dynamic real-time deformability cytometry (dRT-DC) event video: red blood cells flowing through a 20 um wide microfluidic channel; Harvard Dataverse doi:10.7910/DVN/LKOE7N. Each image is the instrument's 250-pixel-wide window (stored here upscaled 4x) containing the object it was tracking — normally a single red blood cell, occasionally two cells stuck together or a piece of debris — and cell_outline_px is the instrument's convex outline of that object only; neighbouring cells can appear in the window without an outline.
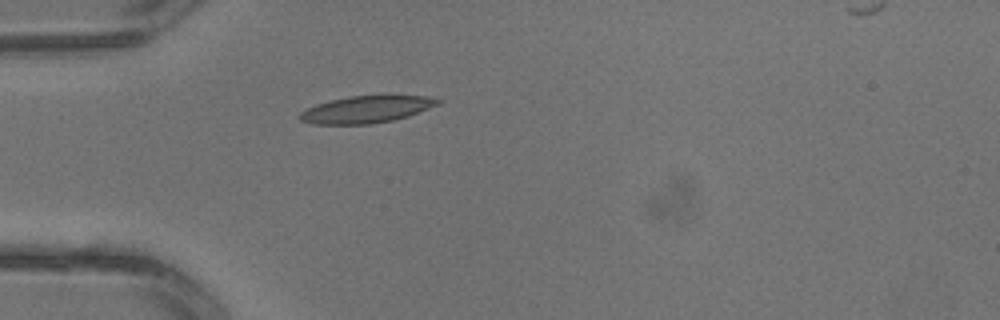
{"species": "common noctule bat (a hibernating species)", "species_latin": "Nyctalus noctula", "temperature_condition": "warm", "stored_images_in_passage": 3, "camera_frame_rate_fps": 3000, "um_per_image_px": 0.085, "animal": {"sex": "male", "body_mass_g": 13.3}, "frame": {"image": 1, "passage_image": 3, "time_ms": 0.667, "image_size_px": [1000, 320], "cell_outline_px": [[444, 100], [440, 104], [408, 116], [392, 120], [372, 124], [312, 124], [300, 120], [300, 112], [308, 108], [328, 100], [348, 96], [380, 92], [388, 92], [428, 96]], "centroid_in_image_um": [31.25, 9.23], "position_along_channel_um": 53.7, "area_um2": 22.89}}